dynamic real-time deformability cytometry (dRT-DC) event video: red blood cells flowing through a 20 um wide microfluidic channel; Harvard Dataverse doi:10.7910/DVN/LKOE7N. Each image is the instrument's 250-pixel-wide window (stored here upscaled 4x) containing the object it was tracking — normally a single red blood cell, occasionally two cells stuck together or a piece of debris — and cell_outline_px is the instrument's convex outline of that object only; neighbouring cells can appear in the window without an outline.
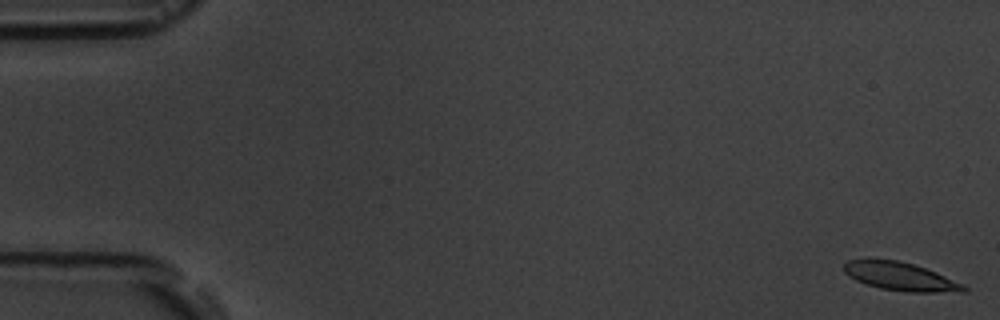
{"species": "common noctule bat (a hibernating species)", "species_latin": "Nyctalus noctula", "temperature_condition": "room temperature", "stored_images_in_passage": 5, "camera_frame_rate_fps": 3000, "um_per_image_px": 0.085, "animal": {"sex": "male", "body_mass_g": 19.5, "forearm_length_mm": 54.6}, "frame": {"image": 1, "passage_image": 1, "time_ms": 0.0, "image_size_px": [1000, 320], "cell_outline_px": [[968, 292], [908, 292], [880, 288], [856, 280], [848, 276], [844, 272], [844, 264], [848, 260], [868, 256], [900, 260], [936, 272], [964, 284], [968, 288]], "centroid_in_image_um": [76.49, 23.46], "position_along_channel_um": 8.5, "area_um2": 20.29}}
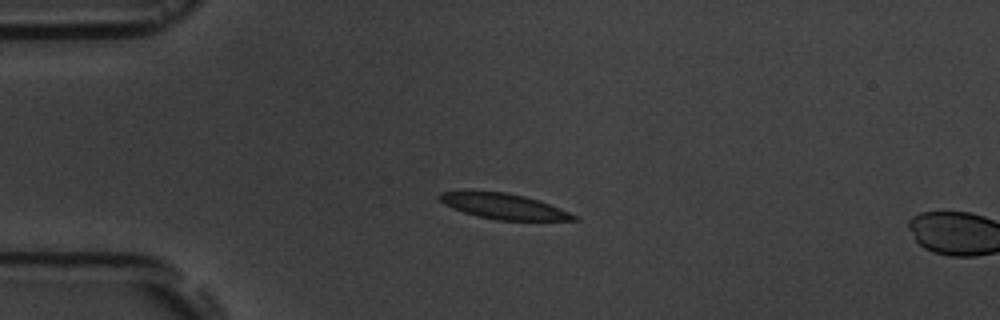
{"frame": {"image": 2, "passage_image": 4, "time_ms": 4.333, "image_size_px": [1000, 320], "cell_outline_px": [[580, 220], [496, 220], [476, 216], [452, 208], [444, 204], [436, 196], [440, 192], [468, 188], [508, 192], [540, 200], [580, 216]], "centroid_in_image_um": [42.74, 17.48], "position_along_channel_um": 42.3, "area_um2": 20.87}}